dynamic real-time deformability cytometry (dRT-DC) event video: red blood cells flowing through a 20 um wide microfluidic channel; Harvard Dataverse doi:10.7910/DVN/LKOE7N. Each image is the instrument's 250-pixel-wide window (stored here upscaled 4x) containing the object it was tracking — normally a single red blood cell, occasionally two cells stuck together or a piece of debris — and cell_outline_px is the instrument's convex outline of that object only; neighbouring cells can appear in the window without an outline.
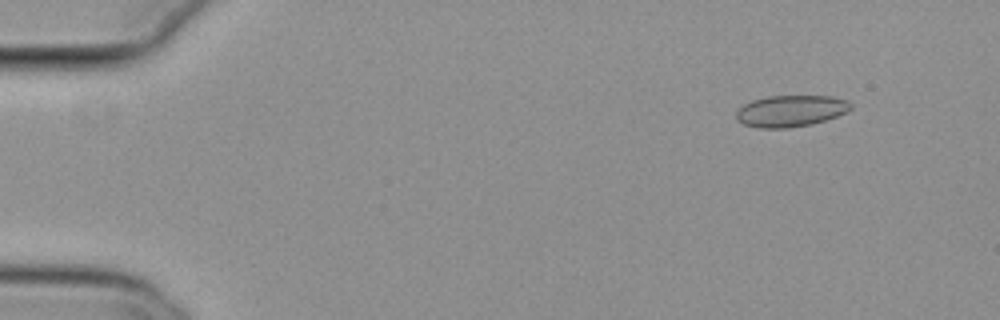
{"species": "common noctule bat (a hibernating species)", "species_latin": "Nyctalus noctula", "temperature_condition": "cold", "stored_images_in_passage": 10, "camera_frame_rate_fps": 3000, "um_per_image_px": 0.085, "animal": {"sex": "female", "body_mass_g": 29.2, "forearm_length_mm": 56.3}, "frame": {"image": 1, "passage_image": 6, "time_ms": 1.667, "image_size_px": [1000, 320], "cell_outline_px": [[852, 108], [836, 116], [812, 124], [788, 128], [760, 128], [744, 124], [736, 120], [736, 112], [744, 104], [752, 100], [768, 96], [832, 96], [848, 100], [852, 104]], "centroid_in_image_um": [67.2, 9.43], "position_along_channel_um": 17.8, "area_um2": 20.98}}